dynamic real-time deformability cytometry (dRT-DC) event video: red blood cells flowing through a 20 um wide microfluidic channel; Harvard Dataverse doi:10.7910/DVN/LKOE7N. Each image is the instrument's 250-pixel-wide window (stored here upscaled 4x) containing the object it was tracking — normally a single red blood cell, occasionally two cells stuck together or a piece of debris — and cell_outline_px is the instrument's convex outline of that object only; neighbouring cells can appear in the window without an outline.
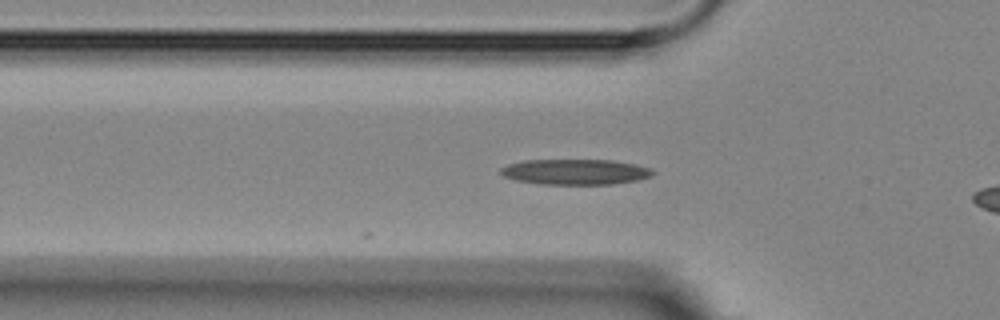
{"species": "Egyptian fruit bat (a non-hibernating species)", "species_latin": "Rousettus aegyptiacus", "temperature_condition": "room temperature", "stored_images_in_passage": 5, "camera_frame_rate_fps": 3000, "um_per_image_px": 0.085, "animal": {"sex": "female"}, "frame": {"image": 1, "passage_image": 3, "time_ms": 2.333, "image_size_px": [1000, 320], "cell_outline_px": [[656, 172], [652, 176], [636, 180], [612, 184], [540, 184], [516, 180], [504, 176], [500, 172], [500, 168], [508, 164], [524, 160], [612, 160], [652, 168]], "centroid_in_image_um": [48.9, 14.61], "position_along_channel_um": 76.9, "area_um2": 22.54}}
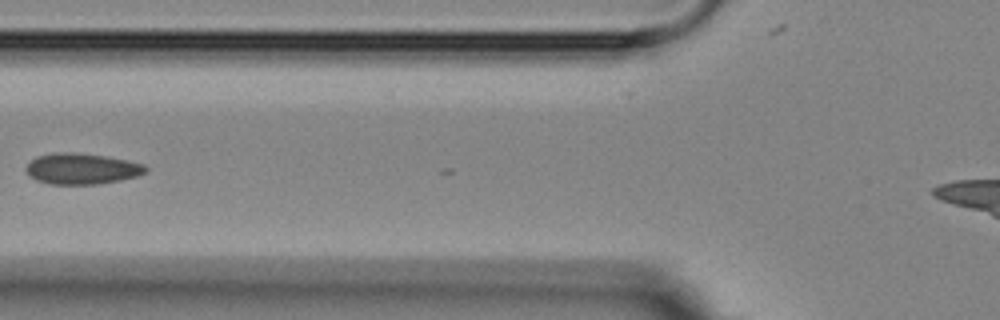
{"frame": {"image": 2, "passage_image": 5, "time_ms": 5.333, "image_size_px": [1000, 320], "cell_outline_px": [[148, 172], [136, 176], [120, 180], [96, 184], [48, 184], [36, 180], [28, 176], [24, 168], [36, 156], [56, 152], [72, 152], [104, 156], [144, 164], [148, 168]], "centroid_in_image_um": [6.91, 14.35], "position_along_channel_um": 118.9, "area_um2": 21.56}}